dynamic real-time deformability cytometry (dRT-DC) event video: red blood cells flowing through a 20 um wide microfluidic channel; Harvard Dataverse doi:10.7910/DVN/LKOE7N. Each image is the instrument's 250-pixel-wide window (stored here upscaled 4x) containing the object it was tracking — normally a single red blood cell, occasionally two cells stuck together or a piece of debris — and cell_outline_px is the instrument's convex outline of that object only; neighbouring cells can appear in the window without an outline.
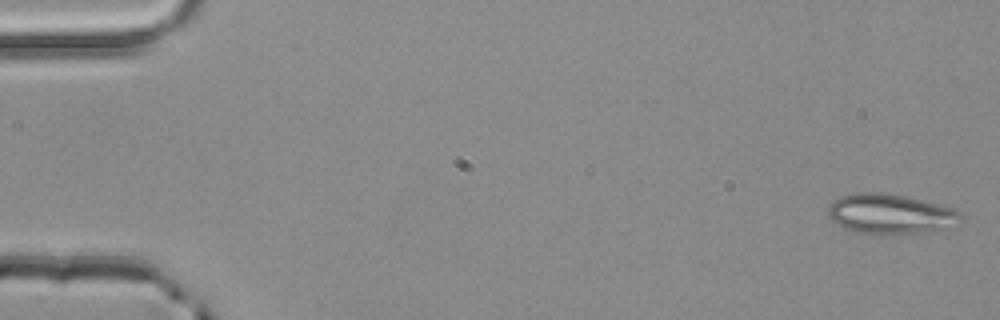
{"species": "common noctule bat (a hibernating species)", "species_latin": "Nyctalus noctula", "temperature_condition": "room temperature", "stored_images_in_passage": 3, "camera_frame_rate_fps": 3000, "um_per_image_px": 0.085, "animal": {"sex": "male", "body_mass_g": 20.4}, "frame": {"image": 1, "passage_image": 1, "time_ms": 0.0, "image_size_px": [1000, 320], "cell_outline_px": [[960, 216], [944, 228], [928, 232], [860, 232], [844, 228], [832, 220], [828, 216], [828, 208], [840, 196], [856, 192], [884, 192], [904, 196], [940, 204], [956, 208], [960, 212]], "centroid_in_image_um": [75.63, 18.13], "position_along_channel_um": 9.4, "area_um2": 29.82}}